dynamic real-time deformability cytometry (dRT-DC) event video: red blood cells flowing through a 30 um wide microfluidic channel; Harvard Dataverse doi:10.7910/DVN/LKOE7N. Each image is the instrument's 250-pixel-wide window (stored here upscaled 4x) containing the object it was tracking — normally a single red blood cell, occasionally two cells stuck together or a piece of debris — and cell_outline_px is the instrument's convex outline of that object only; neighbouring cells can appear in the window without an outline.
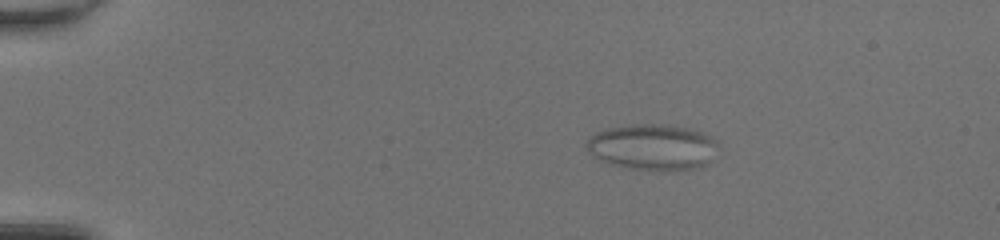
{"species": "common noctule bat (a hibernating species)", "species_latin": "Nyctalus noctula", "temperature_condition": "room temperature", "stored_images_in_passage": 50, "camera_frame_rate_fps": 3000, "um_per_image_px": 0.085, "animal": {"sex": "female", "body_mass_g": 20.0, "forearm_length_mm": 54.0}, "frame": {"image": 1, "passage_image": 9, "time_ms": 2.667, "image_size_px": [1000, 240], "cell_outline_px": [[716, 144], [708, 164], [700, 168], [672, 172], [632, 168], [616, 164], [604, 160], [588, 152], [584, 144], [596, 132], [608, 128], [632, 124], [664, 124], [684, 128], [700, 132], [712, 136], [716, 140]], "centroid_in_image_um": [55.49, 12.51], "position_along_channel_um": 29.5, "area_um2": 34.97}}
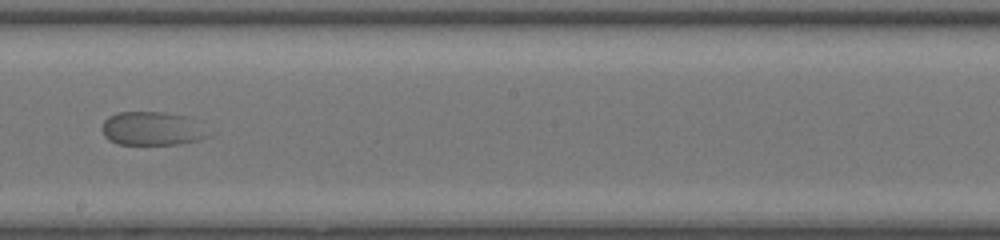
{"frame": {"image": 2, "passage_image": 30, "time_ms": 9.667, "image_size_px": [1000, 240], "cell_outline_px": [[212, 136], [200, 140], [180, 144], [120, 144], [108, 140], [104, 136], [100, 128], [104, 120], [108, 116], [116, 112], [164, 112], [188, 116]], "centroid_in_image_um": [12.89, 10.93], "position_along_channel_um": 235.3, "area_um2": 20.98}}
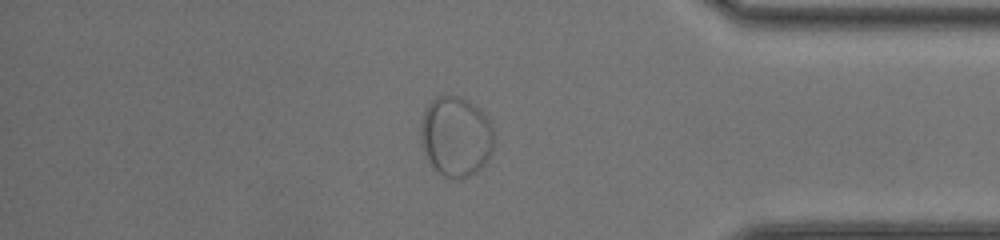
{"frame": {"image": 3, "passage_image": 43, "time_ms": 14.0, "image_size_px": [1000, 240], "cell_outline_px": [[492, 152], [488, 160], [476, 172], [468, 176], [444, 176], [436, 172], [432, 168], [420, 144], [420, 124], [424, 108], [436, 96], [460, 96], [468, 100], [480, 108], [484, 112], [492, 128]], "centroid_in_image_um": [38.71, 11.57], "position_along_channel_um": 396.5, "area_um2": 34.33}}